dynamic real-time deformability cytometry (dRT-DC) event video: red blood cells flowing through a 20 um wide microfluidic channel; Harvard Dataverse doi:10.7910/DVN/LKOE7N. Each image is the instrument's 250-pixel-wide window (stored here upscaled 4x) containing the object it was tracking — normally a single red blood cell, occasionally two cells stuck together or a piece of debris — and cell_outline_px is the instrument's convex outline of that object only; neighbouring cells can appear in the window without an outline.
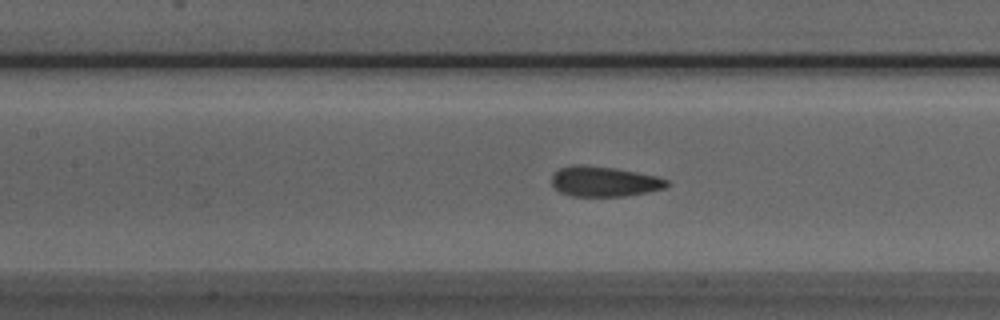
{"species": "Egyptian fruit bat (a non-hibernating species)", "species_latin": "Rousettus aegyptiacus", "temperature_condition": "room temperature", "stored_images_in_passage": 45, "camera_frame_rate_fps": 3000, "um_per_image_px": 0.085, "animal": {"sex": "male"}, "frame": {"image": 1, "passage_image": 21, "time_ms": 6.667, "image_size_px": [1000, 320], "cell_outline_px": [[672, 184], [664, 188], [648, 192], [624, 196], [572, 196], [560, 192], [552, 184], [552, 176], [560, 168], [572, 164], [584, 164], [616, 168], [656, 176], [668, 180]], "centroid_in_image_um": [51.37, 15.42], "position_along_channel_um": 156.0, "area_um2": 20.35}}
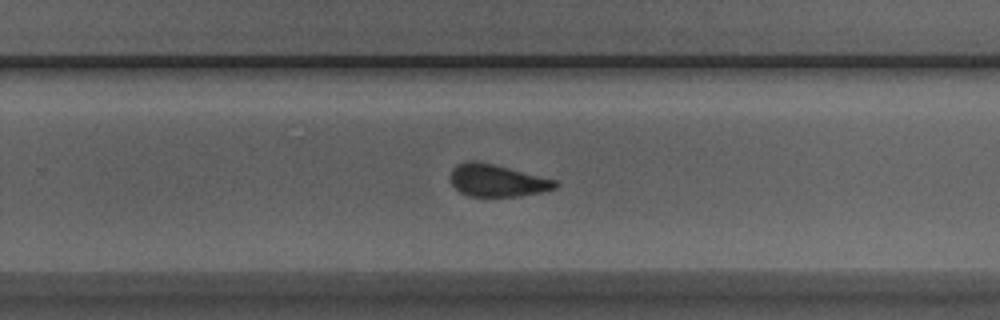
{"frame": {"image": 2, "passage_image": 31, "time_ms": 10.0, "image_size_px": [1000, 320], "cell_outline_px": [[560, 184], [556, 188], [540, 192], [520, 196], [468, 196], [460, 192], [452, 184], [448, 176], [452, 168], [456, 164], [468, 160], [476, 160], [556, 180]], "centroid_in_image_um": [42.2, 15.34], "position_along_channel_um": 287.6, "area_um2": 19.71}}
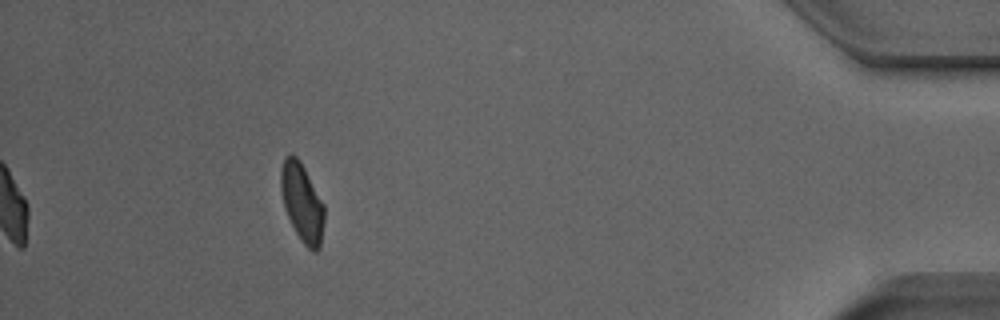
{"frame": {"image": 3, "passage_image": 45, "time_ms": 14.667, "image_size_px": [1000, 320], "cell_outline_px": [[324, 220], [320, 248], [316, 252], [312, 252], [304, 244], [296, 232], [284, 208], [280, 192], [280, 172], [284, 160], [288, 152], [292, 152], [300, 160], [324, 204]], "centroid_in_image_um": [25.67, 17.19], "position_along_channel_um": 409.5, "area_um2": 19.94}, "authors_computed_cell_mechanics": {"area_um2": 20.7502, "velocity_mm_per_s": 3.9629, "shape_relaxation_time_tau1_ms": null, "shape_relaxation_time_tau2_ms": 1.4471, "deformation_change_tau1": null, "deformation_change_tau2": 0.0867}}